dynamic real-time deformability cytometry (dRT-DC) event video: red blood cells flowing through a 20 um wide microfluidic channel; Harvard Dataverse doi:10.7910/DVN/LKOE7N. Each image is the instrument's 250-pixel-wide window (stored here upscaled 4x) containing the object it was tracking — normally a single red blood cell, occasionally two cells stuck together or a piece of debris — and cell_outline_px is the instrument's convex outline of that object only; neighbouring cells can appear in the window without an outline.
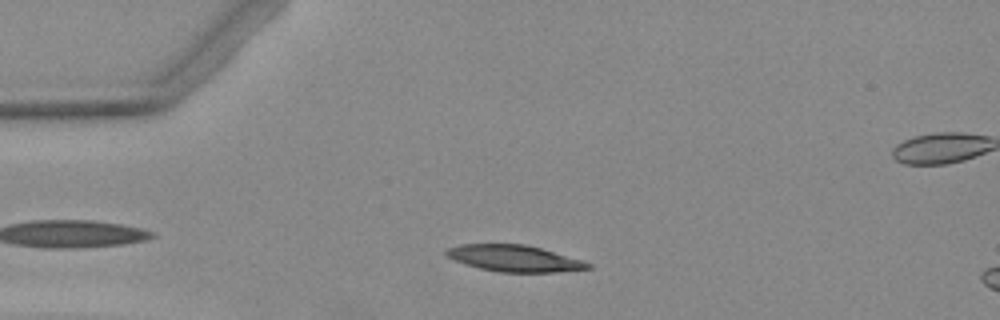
{"species": "Egyptian fruit bat (a non-hibernating species)", "species_latin": "Rousettus aegyptiacus", "temperature_condition": "warm", "stored_images_in_passage": 6, "camera_frame_rate_fps": 3000, "um_per_image_px": 0.085, "animal": {"sex": "female"}, "frame": {"image": 1, "passage_image": 2, "time_ms": 1.0, "image_size_px": [1000, 320], "cell_outline_px": [[592, 268], [556, 272], [500, 272], [480, 268], [456, 260], [448, 256], [444, 252], [448, 248], [460, 244], [524, 244], [540, 248], [584, 260], [592, 264]], "centroid_in_image_um": [43.77, 21.96], "position_along_channel_um": 41.2, "area_um2": 21.62}}
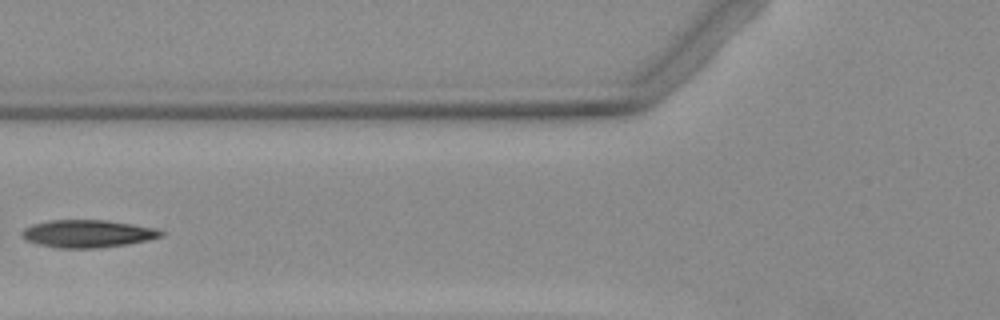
{"frame": {"image": 2, "passage_image": 4, "time_ms": 3.667, "image_size_px": [1000, 320], "cell_outline_px": [[164, 236], [148, 240], [128, 244], [96, 248], [56, 248], [24, 240], [20, 236], [20, 232], [24, 228], [32, 224], [48, 220], [108, 220], [156, 228], [164, 232]], "centroid_in_image_um": [7.43, 19.86], "position_along_channel_um": 118.4, "area_um2": 22.6}}
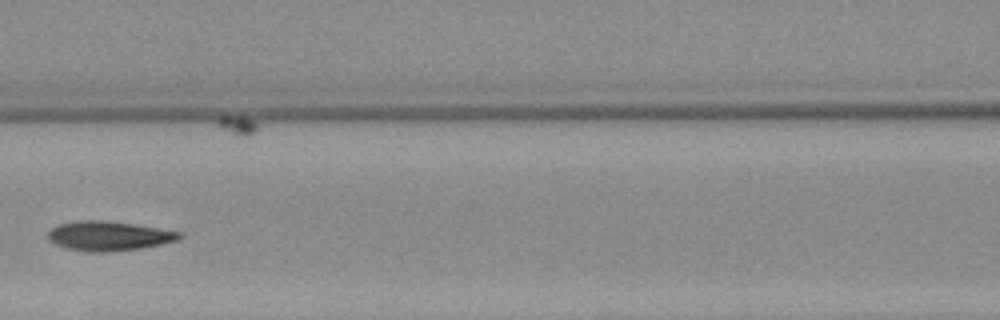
{"frame": {"image": 3, "passage_image": 5, "time_ms": 4.667, "image_size_px": [1000, 320], "cell_outline_px": [[184, 236], [176, 240], [160, 244], [140, 248], [108, 252], [84, 252], [68, 248], [56, 244], [48, 240], [48, 232], [56, 224], [76, 220], [104, 220], [132, 224], [180, 232]], "centroid_in_image_um": [9.18, 20.05], "position_along_channel_um": 157.4, "area_um2": 22.48}}